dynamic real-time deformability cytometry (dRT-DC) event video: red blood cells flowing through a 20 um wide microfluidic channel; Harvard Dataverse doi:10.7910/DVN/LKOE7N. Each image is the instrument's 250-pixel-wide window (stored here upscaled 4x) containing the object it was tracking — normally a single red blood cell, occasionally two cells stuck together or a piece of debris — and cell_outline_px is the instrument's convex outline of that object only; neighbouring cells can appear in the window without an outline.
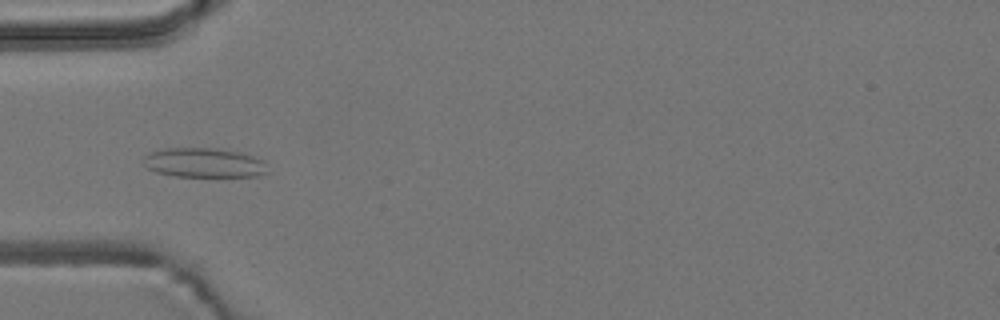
{"species": "common noctule bat (a hibernating species)", "species_latin": "Nyctalus noctula", "temperature_condition": "room temperature", "stored_images_in_passage": 56, "camera_frame_rate_fps": 3000, "um_per_image_px": 0.085, "animal": {"sex": "male", "body_mass_g": 19.2, "forearm_length_mm": 51.8}, "frame": {"image": 1, "passage_image": 17, "time_ms": 5.333, "image_size_px": [1000, 320], "cell_outline_px": [[268, 172], [260, 176], [176, 176], [156, 172], [148, 168], [144, 164], [144, 156], [148, 152], [164, 148], [208, 148], [240, 152], [264, 160]], "centroid_in_image_um": [17.33, 13.83], "position_along_channel_um": 67.7, "area_um2": 21.27}}
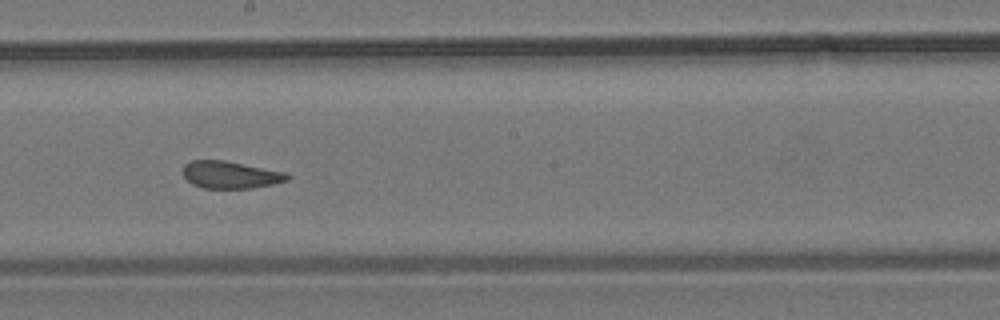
{"frame": {"image": 2, "passage_image": 30, "time_ms": 9.667, "image_size_px": [1000, 320], "cell_outline_px": [[292, 176], [288, 180], [272, 184], [252, 188], [204, 188], [192, 184], [184, 176], [184, 164], [192, 160], [224, 160], [288, 172]], "centroid_in_image_um": [19.63, 14.85], "position_along_channel_um": 228.6, "area_um2": 16.65}}
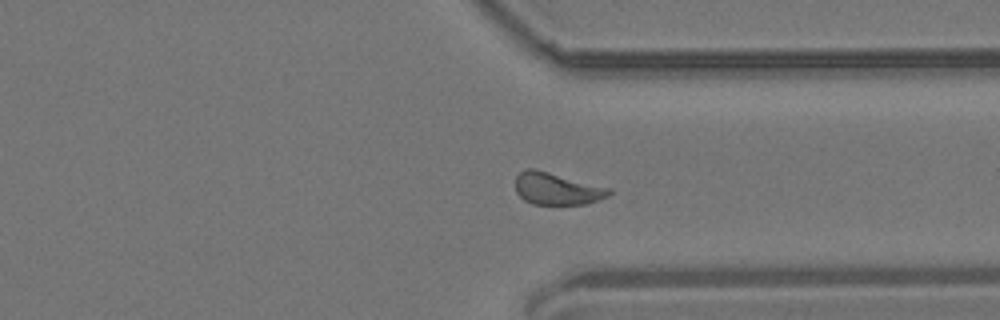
{"frame": {"image": 3, "passage_image": 41, "time_ms": 13.333, "image_size_px": [1000, 320], "cell_outline_px": [[612, 192], [608, 196], [584, 204], [532, 204], [524, 200], [516, 192], [516, 176], [524, 168], [536, 168], [612, 188]], "centroid_in_image_um": [47.33, 16.02], "position_along_channel_um": 364.1, "area_um2": 17.69}, "authors_computed_cell_mechanics": {"area_um2": 17.8891, "velocity_mm_per_s": 3.7005, "shape_relaxation_time_tau1_ms": 5.4649, "shape_relaxation_time_tau2_ms": 1.2642, "deformation_change_tau1": 0.1292, "deformation_change_tau2": 0.0906}}